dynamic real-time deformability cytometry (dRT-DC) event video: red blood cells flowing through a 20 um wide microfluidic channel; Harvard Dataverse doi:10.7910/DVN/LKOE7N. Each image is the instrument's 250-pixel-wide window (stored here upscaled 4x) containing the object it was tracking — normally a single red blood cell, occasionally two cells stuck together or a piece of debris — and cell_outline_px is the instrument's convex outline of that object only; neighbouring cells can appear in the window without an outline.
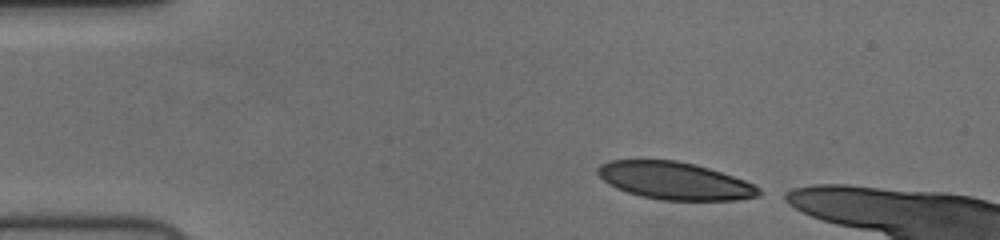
{"species": "human", "species_latin": "Homo sapiens", "temperature_condition": "cold", "stored_images_in_passage": 8, "camera_frame_rate_fps": 3000, "um_per_image_px": 0.085, "donor": {"sex": "female"}, "frame": {"image": 1, "passage_image": 1, "time_ms": 0.0, "image_size_px": [1000, 240], "cell_outline_px": [[760, 196], [740, 200], [660, 200], [640, 196], [616, 188], [608, 184], [596, 172], [596, 168], [600, 164], [608, 160], [676, 160], [696, 164], [744, 180], [760, 188]], "centroid_in_image_um": [57.33, 15.37], "position_along_channel_um": 27.7, "area_um2": 35.2}}